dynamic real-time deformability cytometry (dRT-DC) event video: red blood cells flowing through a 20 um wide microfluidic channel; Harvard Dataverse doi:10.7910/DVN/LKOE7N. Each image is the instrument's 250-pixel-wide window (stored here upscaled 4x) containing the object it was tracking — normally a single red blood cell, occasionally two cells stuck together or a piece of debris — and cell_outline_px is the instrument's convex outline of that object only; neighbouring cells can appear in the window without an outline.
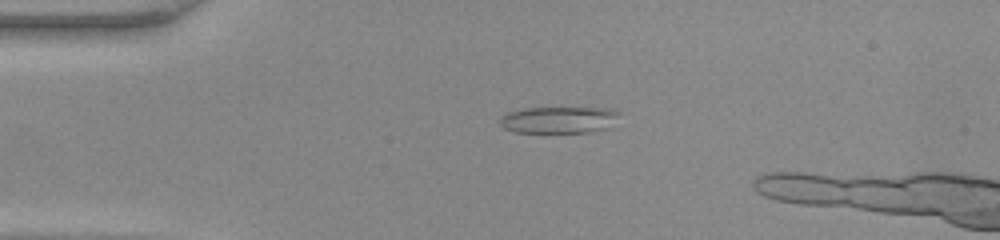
{"species": "common noctule bat (a hibernating species)", "species_latin": "Nyctalus noctula", "temperature_condition": "warm", "stored_images_in_passage": 7, "camera_frame_rate_fps": 3000, "um_per_image_px": 0.085, "animal": {"sex": "female", "body_mass_g": 22.0, "forearm_length_mm": 56.7}, "frame": {"image": 1, "passage_image": 4, "time_ms": 1.0, "image_size_px": [1000, 240], "cell_outline_px": [[620, 112], [608, 128], [588, 132], [516, 132], [504, 128], [500, 124], [500, 116], [508, 112], [524, 108], [612, 108]], "centroid_in_image_um": [47.48, 10.18], "position_along_channel_um": 37.5, "area_um2": 18.44}}